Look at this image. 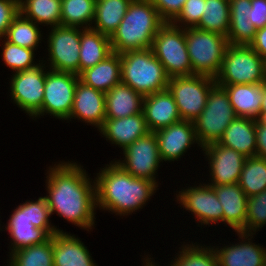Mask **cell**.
<instances>
[{
    "instance_id": "1",
    "label": "cell",
    "mask_w": 266,
    "mask_h": 266,
    "mask_svg": "<svg viewBox=\"0 0 266 266\" xmlns=\"http://www.w3.org/2000/svg\"><path fill=\"white\" fill-rule=\"evenodd\" d=\"M47 168L44 197L51 215L90 232L96 222L95 180L78 162L62 160Z\"/></svg>"
},
{
    "instance_id": "2",
    "label": "cell",
    "mask_w": 266,
    "mask_h": 266,
    "mask_svg": "<svg viewBox=\"0 0 266 266\" xmlns=\"http://www.w3.org/2000/svg\"><path fill=\"white\" fill-rule=\"evenodd\" d=\"M96 173L95 189L97 208L117 216H129L143 209L159 190L153 181L136 178L114 161Z\"/></svg>"
},
{
    "instance_id": "3",
    "label": "cell",
    "mask_w": 266,
    "mask_h": 266,
    "mask_svg": "<svg viewBox=\"0 0 266 266\" xmlns=\"http://www.w3.org/2000/svg\"><path fill=\"white\" fill-rule=\"evenodd\" d=\"M164 23L151 0H132L120 25L110 36L113 52L150 49Z\"/></svg>"
},
{
    "instance_id": "4",
    "label": "cell",
    "mask_w": 266,
    "mask_h": 266,
    "mask_svg": "<svg viewBox=\"0 0 266 266\" xmlns=\"http://www.w3.org/2000/svg\"><path fill=\"white\" fill-rule=\"evenodd\" d=\"M120 59L122 83L143 96L167 89L169 77L151 48L122 53Z\"/></svg>"
},
{
    "instance_id": "5",
    "label": "cell",
    "mask_w": 266,
    "mask_h": 266,
    "mask_svg": "<svg viewBox=\"0 0 266 266\" xmlns=\"http://www.w3.org/2000/svg\"><path fill=\"white\" fill-rule=\"evenodd\" d=\"M266 80V61L250 45L229 44L216 85L259 84Z\"/></svg>"
},
{
    "instance_id": "6",
    "label": "cell",
    "mask_w": 266,
    "mask_h": 266,
    "mask_svg": "<svg viewBox=\"0 0 266 266\" xmlns=\"http://www.w3.org/2000/svg\"><path fill=\"white\" fill-rule=\"evenodd\" d=\"M185 38L193 73L215 78L219 74L229 45L227 37L188 27L185 28Z\"/></svg>"
},
{
    "instance_id": "7",
    "label": "cell",
    "mask_w": 266,
    "mask_h": 266,
    "mask_svg": "<svg viewBox=\"0 0 266 266\" xmlns=\"http://www.w3.org/2000/svg\"><path fill=\"white\" fill-rule=\"evenodd\" d=\"M151 49L169 78L195 75L187 51L185 28L165 22L154 37Z\"/></svg>"
},
{
    "instance_id": "8",
    "label": "cell",
    "mask_w": 266,
    "mask_h": 266,
    "mask_svg": "<svg viewBox=\"0 0 266 266\" xmlns=\"http://www.w3.org/2000/svg\"><path fill=\"white\" fill-rule=\"evenodd\" d=\"M236 117L227 92L215 85L208 94L204 110L193 121L199 145L203 148L218 142Z\"/></svg>"
},
{
    "instance_id": "9",
    "label": "cell",
    "mask_w": 266,
    "mask_h": 266,
    "mask_svg": "<svg viewBox=\"0 0 266 266\" xmlns=\"http://www.w3.org/2000/svg\"><path fill=\"white\" fill-rule=\"evenodd\" d=\"M215 78L191 75L169 78L167 89L172 94L182 120L193 122L204 110Z\"/></svg>"
},
{
    "instance_id": "10",
    "label": "cell",
    "mask_w": 266,
    "mask_h": 266,
    "mask_svg": "<svg viewBox=\"0 0 266 266\" xmlns=\"http://www.w3.org/2000/svg\"><path fill=\"white\" fill-rule=\"evenodd\" d=\"M48 31V62L44 57L42 62L48 69L79 75L81 28L60 25Z\"/></svg>"
},
{
    "instance_id": "11",
    "label": "cell",
    "mask_w": 266,
    "mask_h": 266,
    "mask_svg": "<svg viewBox=\"0 0 266 266\" xmlns=\"http://www.w3.org/2000/svg\"><path fill=\"white\" fill-rule=\"evenodd\" d=\"M47 70L41 61L34 68L13 73L9 79L10 100L34 121L41 118Z\"/></svg>"
},
{
    "instance_id": "12",
    "label": "cell",
    "mask_w": 266,
    "mask_h": 266,
    "mask_svg": "<svg viewBox=\"0 0 266 266\" xmlns=\"http://www.w3.org/2000/svg\"><path fill=\"white\" fill-rule=\"evenodd\" d=\"M123 159L113 161L124 171L136 178L153 181L157 186L158 169L163 163L158 149V140L155 132H148L145 136L138 138L132 144L122 150Z\"/></svg>"
},
{
    "instance_id": "13",
    "label": "cell",
    "mask_w": 266,
    "mask_h": 266,
    "mask_svg": "<svg viewBox=\"0 0 266 266\" xmlns=\"http://www.w3.org/2000/svg\"><path fill=\"white\" fill-rule=\"evenodd\" d=\"M79 76L73 73L48 69L41 116L50 115L55 119L65 121L71 113L76 84Z\"/></svg>"
},
{
    "instance_id": "14",
    "label": "cell",
    "mask_w": 266,
    "mask_h": 266,
    "mask_svg": "<svg viewBox=\"0 0 266 266\" xmlns=\"http://www.w3.org/2000/svg\"><path fill=\"white\" fill-rule=\"evenodd\" d=\"M181 190V191H180ZM176 202L185 211L191 212L197 226H212L223 222V208L212 186L205 182L176 191ZM200 224V225H199Z\"/></svg>"
},
{
    "instance_id": "15",
    "label": "cell",
    "mask_w": 266,
    "mask_h": 266,
    "mask_svg": "<svg viewBox=\"0 0 266 266\" xmlns=\"http://www.w3.org/2000/svg\"><path fill=\"white\" fill-rule=\"evenodd\" d=\"M205 160L209 164L208 185H225L238 183L242 167L246 157L235 151L220 145L218 142L211 143L202 148Z\"/></svg>"
},
{
    "instance_id": "16",
    "label": "cell",
    "mask_w": 266,
    "mask_h": 266,
    "mask_svg": "<svg viewBox=\"0 0 266 266\" xmlns=\"http://www.w3.org/2000/svg\"><path fill=\"white\" fill-rule=\"evenodd\" d=\"M158 140L159 155L162 162L179 161L194 144L200 149L196 137L194 124L191 121L181 120L155 132Z\"/></svg>"
},
{
    "instance_id": "17",
    "label": "cell",
    "mask_w": 266,
    "mask_h": 266,
    "mask_svg": "<svg viewBox=\"0 0 266 266\" xmlns=\"http://www.w3.org/2000/svg\"><path fill=\"white\" fill-rule=\"evenodd\" d=\"M236 233L238 240L240 239L238 243L213 246L218 266H266V248L253 242L256 234L241 231Z\"/></svg>"
},
{
    "instance_id": "18",
    "label": "cell",
    "mask_w": 266,
    "mask_h": 266,
    "mask_svg": "<svg viewBox=\"0 0 266 266\" xmlns=\"http://www.w3.org/2000/svg\"><path fill=\"white\" fill-rule=\"evenodd\" d=\"M12 212L9 220L2 228L0 220V231L6 230L10 235L8 237L11 240L9 243V254L22 248L42 244L50 238L43 229L36 228L29 220L28 200L20 203ZM3 228L5 230H2Z\"/></svg>"
},
{
    "instance_id": "19",
    "label": "cell",
    "mask_w": 266,
    "mask_h": 266,
    "mask_svg": "<svg viewBox=\"0 0 266 266\" xmlns=\"http://www.w3.org/2000/svg\"><path fill=\"white\" fill-rule=\"evenodd\" d=\"M77 119L99 130L106 119L105 93L95 90L80 80L75 89L73 107L66 121Z\"/></svg>"
},
{
    "instance_id": "20",
    "label": "cell",
    "mask_w": 266,
    "mask_h": 266,
    "mask_svg": "<svg viewBox=\"0 0 266 266\" xmlns=\"http://www.w3.org/2000/svg\"><path fill=\"white\" fill-rule=\"evenodd\" d=\"M142 112L149 132H156L182 120L168 89L144 96Z\"/></svg>"
},
{
    "instance_id": "21",
    "label": "cell",
    "mask_w": 266,
    "mask_h": 266,
    "mask_svg": "<svg viewBox=\"0 0 266 266\" xmlns=\"http://www.w3.org/2000/svg\"><path fill=\"white\" fill-rule=\"evenodd\" d=\"M98 131L106 141L118 145L121 150L149 132L143 112L120 119H105Z\"/></svg>"
},
{
    "instance_id": "22",
    "label": "cell",
    "mask_w": 266,
    "mask_h": 266,
    "mask_svg": "<svg viewBox=\"0 0 266 266\" xmlns=\"http://www.w3.org/2000/svg\"><path fill=\"white\" fill-rule=\"evenodd\" d=\"M223 208V223L235 232L245 233L248 197L238 183L211 185Z\"/></svg>"
},
{
    "instance_id": "23",
    "label": "cell",
    "mask_w": 266,
    "mask_h": 266,
    "mask_svg": "<svg viewBox=\"0 0 266 266\" xmlns=\"http://www.w3.org/2000/svg\"><path fill=\"white\" fill-rule=\"evenodd\" d=\"M54 266H98L84 242L70 232L52 236Z\"/></svg>"
},
{
    "instance_id": "24",
    "label": "cell",
    "mask_w": 266,
    "mask_h": 266,
    "mask_svg": "<svg viewBox=\"0 0 266 266\" xmlns=\"http://www.w3.org/2000/svg\"><path fill=\"white\" fill-rule=\"evenodd\" d=\"M144 96L122 82L105 94L106 119H120L142 112Z\"/></svg>"
},
{
    "instance_id": "25",
    "label": "cell",
    "mask_w": 266,
    "mask_h": 266,
    "mask_svg": "<svg viewBox=\"0 0 266 266\" xmlns=\"http://www.w3.org/2000/svg\"><path fill=\"white\" fill-rule=\"evenodd\" d=\"M218 143L243 154L256 156L255 119L237 116L226 128Z\"/></svg>"
},
{
    "instance_id": "26",
    "label": "cell",
    "mask_w": 266,
    "mask_h": 266,
    "mask_svg": "<svg viewBox=\"0 0 266 266\" xmlns=\"http://www.w3.org/2000/svg\"><path fill=\"white\" fill-rule=\"evenodd\" d=\"M218 86L227 92L237 116L256 119L261 110L263 83Z\"/></svg>"
},
{
    "instance_id": "27",
    "label": "cell",
    "mask_w": 266,
    "mask_h": 266,
    "mask_svg": "<svg viewBox=\"0 0 266 266\" xmlns=\"http://www.w3.org/2000/svg\"><path fill=\"white\" fill-rule=\"evenodd\" d=\"M78 76L84 84L106 94L121 82L120 54L113 52L105 60L82 71Z\"/></svg>"
},
{
    "instance_id": "28",
    "label": "cell",
    "mask_w": 266,
    "mask_h": 266,
    "mask_svg": "<svg viewBox=\"0 0 266 266\" xmlns=\"http://www.w3.org/2000/svg\"><path fill=\"white\" fill-rule=\"evenodd\" d=\"M113 53L110 36L92 28H81L79 74Z\"/></svg>"
},
{
    "instance_id": "29",
    "label": "cell",
    "mask_w": 266,
    "mask_h": 266,
    "mask_svg": "<svg viewBox=\"0 0 266 266\" xmlns=\"http://www.w3.org/2000/svg\"><path fill=\"white\" fill-rule=\"evenodd\" d=\"M230 23L227 40L229 44L250 45L255 38L256 28L249 19L251 0H229Z\"/></svg>"
},
{
    "instance_id": "30",
    "label": "cell",
    "mask_w": 266,
    "mask_h": 266,
    "mask_svg": "<svg viewBox=\"0 0 266 266\" xmlns=\"http://www.w3.org/2000/svg\"><path fill=\"white\" fill-rule=\"evenodd\" d=\"M132 0H96L92 29L111 36L124 18Z\"/></svg>"
},
{
    "instance_id": "31",
    "label": "cell",
    "mask_w": 266,
    "mask_h": 266,
    "mask_svg": "<svg viewBox=\"0 0 266 266\" xmlns=\"http://www.w3.org/2000/svg\"><path fill=\"white\" fill-rule=\"evenodd\" d=\"M19 12L37 25H61V0H19Z\"/></svg>"
},
{
    "instance_id": "32",
    "label": "cell",
    "mask_w": 266,
    "mask_h": 266,
    "mask_svg": "<svg viewBox=\"0 0 266 266\" xmlns=\"http://www.w3.org/2000/svg\"><path fill=\"white\" fill-rule=\"evenodd\" d=\"M40 28L42 27H39L19 12L12 20L4 38L18 46L37 51L40 48L41 41H44Z\"/></svg>"
},
{
    "instance_id": "33",
    "label": "cell",
    "mask_w": 266,
    "mask_h": 266,
    "mask_svg": "<svg viewBox=\"0 0 266 266\" xmlns=\"http://www.w3.org/2000/svg\"><path fill=\"white\" fill-rule=\"evenodd\" d=\"M230 23L229 0H205L204 14L197 29L215 32L227 37Z\"/></svg>"
},
{
    "instance_id": "34",
    "label": "cell",
    "mask_w": 266,
    "mask_h": 266,
    "mask_svg": "<svg viewBox=\"0 0 266 266\" xmlns=\"http://www.w3.org/2000/svg\"><path fill=\"white\" fill-rule=\"evenodd\" d=\"M183 244L168 266H218V258L211 244L207 246L193 241L183 242Z\"/></svg>"
},
{
    "instance_id": "35",
    "label": "cell",
    "mask_w": 266,
    "mask_h": 266,
    "mask_svg": "<svg viewBox=\"0 0 266 266\" xmlns=\"http://www.w3.org/2000/svg\"><path fill=\"white\" fill-rule=\"evenodd\" d=\"M96 0H61V25L91 28Z\"/></svg>"
},
{
    "instance_id": "36",
    "label": "cell",
    "mask_w": 266,
    "mask_h": 266,
    "mask_svg": "<svg viewBox=\"0 0 266 266\" xmlns=\"http://www.w3.org/2000/svg\"><path fill=\"white\" fill-rule=\"evenodd\" d=\"M238 184L247 197L266 190V159L258 156L246 158Z\"/></svg>"
},
{
    "instance_id": "37",
    "label": "cell",
    "mask_w": 266,
    "mask_h": 266,
    "mask_svg": "<svg viewBox=\"0 0 266 266\" xmlns=\"http://www.w3.org/2000/svg\"><path fill=\"white\" fill-rule=\"evenodd\" d=\"M8 256L7 266H54L52 236L42 244L22 248Z\"/></svg>"
},
{
    "instance_id": "38",
    "label": "cell",
    "mask_w": 266,
    "mask_h": 266,
    "mask_svg": "<svg viewBox=\"0 0 266 266\" xmlns=\"http://www.w3.org/2000/svg\"><path fill=\"white\" fill-rule=\"evenodd\" d=\"M1 40L2 61L13 71L12 73L34 68L41 63L42 60L35 61V50L18 46L5 38Z\"/></svg>"
},
{
    "instance_id": "39",
    "label": "cell",
    "mask_w": 266,
    "mask_h": 266,
    "mask_svg": "<svg viewBox=\"0 0 266 266\" xmlns=\"http://www.w3.org/2000/svg\"><path fill=\"white\" fill-rule=\"evenodd\" d=\"M264 226H266V190L248 197L245 233L256 234Z\"/></svg>"
},
{
    "instance_id": "40",
    "label": "cell",
    "mask_w": 266,
    "mask_h": 266,
    "mask_svg": "<svg viewBox=\"0 0 266 266\" xmlns=\"http://www.w3.org/2000/svg\"><path fill=\"white\" fill-rule=\"evenodd\" d=\"M51 211L44 196L34 200H28V218L36 228L43 229L50 237L58 232H64L52 225Z\"/></svg>"
},
{
    "instance_id": "41",
    "label": "cell",
    "mask_w": 266,
    "mask_h": 266,
    "mask_svg": "<svg viewBox=\"0 0 266 266\" xmlns=\"http://www.w3.org/2000/svg\"><path fill=\"white\" fill-rule=\"evenodd\" d=\"M205 0H186L178 16L171 22L181 27H195L204 14Z\"/></svg>"
},
{
    "instance_id": "42",
    "label": "cell",
    "mask_w": 266,
    "mask_h": 266,
    "mask_svg": "<svg viewBox=\"0 0 266 266\" xmlns=\"http://www.w3.org/2000/svg\"><path fill=\"white\" fill-rule=\"evenodd\" d=\"M186 0H151L164 22H172L180 13Z\"/></svg>"
},
{
    "instance_id": "43",
    "label": "cell",
    "mask_w": 266,
    "mask_h": 266,
    "mask_svg": "<svg viewBox=\"0 0 266 266\" xmlns=\"http://www.w3.org/2000/svg\"><path fill=\"white\" fill-rule=\"evenodd\" d=\"M19 13V0H0V39L4 38L14 17Z\"/></svg>"
},
{
    "instance_id": "44",
    "label": "cell",
    "mask_w": 266,
    "mask_h": 266,
    "mask_svg": "<svg viewBox=\"0 0 266 266\" xmlns=\"http://www.w3.org/2000/svg\"><path fill=\"white\" fill-rule=\"evenodd\" d=\"M249 19L256 29L266 26V0H251Z\"/></svg>"
},
{
    "instance_id": "45",
    "label": "cell",
    "mask_w": 266,
    "mask_h": 266,
    "mask_svg": "<svg viewBox=\"0 0 266 266\" xmlns=\"http://www.w3.org/2000/svg\"><path fill=\"white\" fill-rule=\"evenodd\" d=\"M250 46L266 61V26L256 30L254 41Z\"/></svg>"
},
{
    "instance_id": "46",
    "label": "cell",
    "mask_w": 266,
    "mask_h": 266,
    "mask_svg": "<svg viewBox=\"0 0 266 266\" xmlns=\"http://www.w3.org/2000/svg\"><path fill=\"white\" fill-rule=\"evenodd\" d=\"M256 156L266 159V124H255Z\"/></svg>"
},
{
    "instance_id": "47",
    "label": "cell",
    "mask_w": 266,
    "mask_h": 266,
    "mask_svg": "<svg viewBox=\"0 0 266 266\" xmlns=\"http://www.w3.org/2000/svg\"><path fill=\"white\" fill-rule=\"evenodd\" d=\"M255 124H266V80L263 82L261 110L259 115L255 119Z\"/></svg>"
},
{
    "instance_id": "48",
    "label": "cell",
    "mask_w": 266,
    "mask_h": 266,
    "mask_svg": "<svg viewBox=\"0 0 266 266\" xmlns=\"http://www.w3.org/2000/svg\"><path fill=\"white\" fill-rule=\"evenodd\" d=\"M150 256L151 255L148 254L143 256L142 266H160L158 263L155 262V259L151 258Z\"/></svg>"
}]
</instances>
